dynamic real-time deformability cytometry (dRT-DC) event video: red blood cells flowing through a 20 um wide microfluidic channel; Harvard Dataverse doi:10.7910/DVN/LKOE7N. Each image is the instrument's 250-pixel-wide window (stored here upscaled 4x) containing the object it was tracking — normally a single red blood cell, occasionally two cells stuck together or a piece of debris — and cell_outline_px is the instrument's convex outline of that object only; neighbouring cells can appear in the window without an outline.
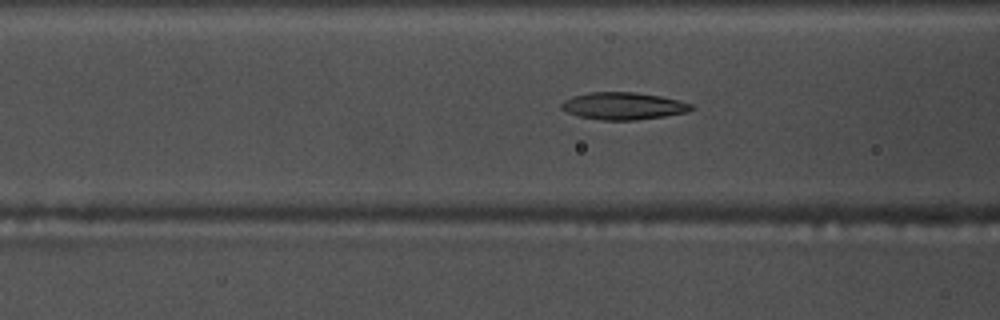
{"species": "common noctule bat (a hibernating species)", "species_latin": "Nyctalus noctula", "temperature_condition": "warm", "stored_images_in_passage": 44, "camera_frame_rate_fps": 3000, "um_per_image_px": 0.085, "animal": {"sex": "male", "body_mass_g": 17.5, "forearm_length_mm": 52.3}, "frame": {"image": 1, "passage_image": 10, "time_ms": 3.0, "image_size_px": [1000, 320], "cell_outline_px": [[696, 108], [688, 112], [664, 116], [636, 120], [604, 120], [580, 116], [568, 112], [560, 108], [560, 104], [564, 100], [572, 96], [588, 92], [632, 92], [660, 96], [680, 100], [692, 104]], "centroid_in_image_um": [53.0, 9.0], "position_along_channel_um": 113.6, "area_um2": 20.63}}
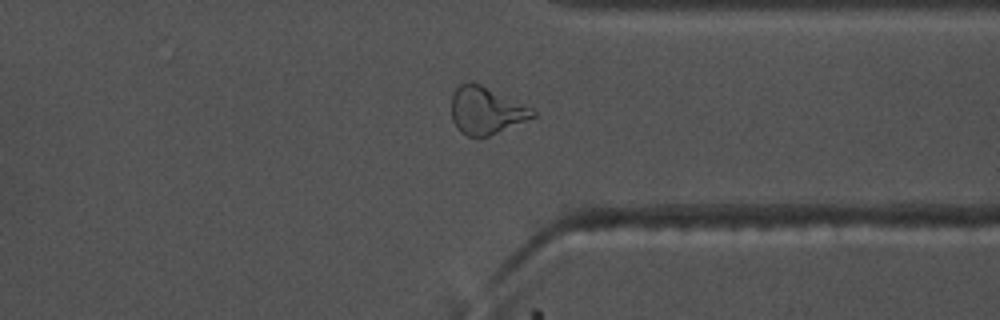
{"frame": {"image": 2, "passage_image": 31, "time_ms": 10.0, "image_size_px": [1000, 320], "cell_outline_px": [[536, 116], [488, 136], [468, 136], [460, 132], [456, 128], [452, 120], [452, 96], [456, 88], [460, 84], [472, 80], [532, 108], [536, 112]], "centroid_in_image_um": [41.28, 9.38], "position_along_channel_um": 370.1, "area_um2": 22.25}}
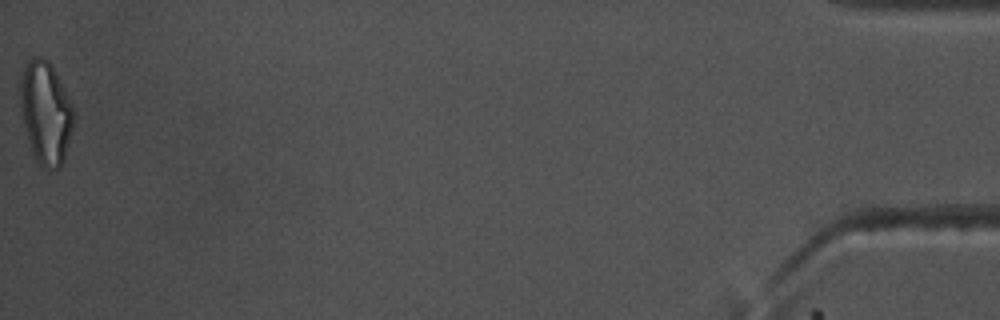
{"frame": {"image": 3, "passage_image": 44, "time_ms": 14.333, "image_size_px": [1000, 320], "cell_outline_px": [[72, 128], [64, 160], [60, 168], [48, 172], [36, 160], [32, 152], [24, 124], [20, 104], [20, 84], [24, 68], [28, 60], [32, 56], [40, 56], [48, 60], [52, 64], [72, 104]], "centroid_in_image_um": [3.88, 9.58], "position_along_channel_um": 431.3, "area_um2": 31.73}, "authors_computed_cell_mechanics": {"area_um2": 20.808, "velocity_mm_per_s": 3.6902, "shape_relaxation_time_tau1_ms": 10.112, "shape_relaxation_time_tau2_ms": 2.0292, "deformation_change_tau1": 0.2757, "deformation_change_tau2": 0.1021}}